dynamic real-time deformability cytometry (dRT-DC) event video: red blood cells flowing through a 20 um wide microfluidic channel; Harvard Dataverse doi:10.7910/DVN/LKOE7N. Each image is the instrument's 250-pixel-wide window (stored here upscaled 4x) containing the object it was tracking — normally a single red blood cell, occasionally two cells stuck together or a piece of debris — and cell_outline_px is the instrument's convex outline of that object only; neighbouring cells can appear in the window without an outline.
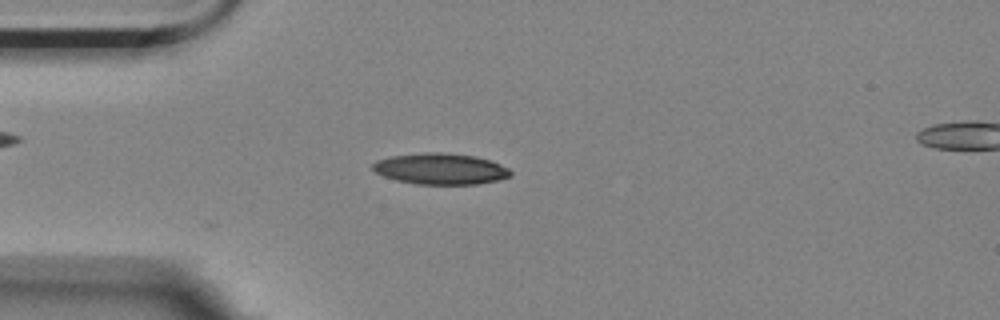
{"species": "Egyptian fruit bat (a non-hibernating species)", "species_latin": "Rousettus aegyptiacus", "temperature_condition": "room temperature", "stored_images_in_passage": 53, "camera_frame_rate_fps": 3000, "um_per_image_px": 0.085, "animal": {"sex": "female"}, "frame": {"image": 1, "passage_image": 11, "time_ms": 3.333, "image_size_px": [1000, 320], "cell_outline_px": [[512, 176], [496, 180], [476, 184], [416, 184], [396, 180], [384, 176], [376, 172], [372, 168], [372, 164], [376, 160], [392, 156], [424, 152], [444, 152], [476, 156], [500, 164], [508, 168], [512, 172]], "centroid_in_image_um": [37.44, 14.34], "position_along_channel_um": 47.6, "area_um2": 24.97}}
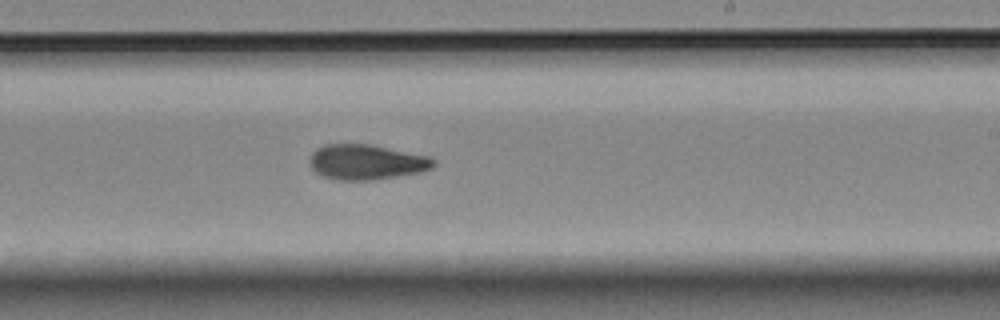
{"frame": {"image": 2, "passage_image": 30, "time_ms": 9.667, "image_size_px": [1000, 320], "cell_outline_px": [[436, 164], [432, 168], [420, 172], [372, 180], [336, 180], [324, 176], [316, 172], [308, 164], [308, 160], [312, 152], [316, 148], [324, 144], [372, 144], [432, 156], [436, 160]], "centroid_in_image_um": [31.16, 13.76], "position_along_channel_um": 257.8, "area_um2": 25.78}}
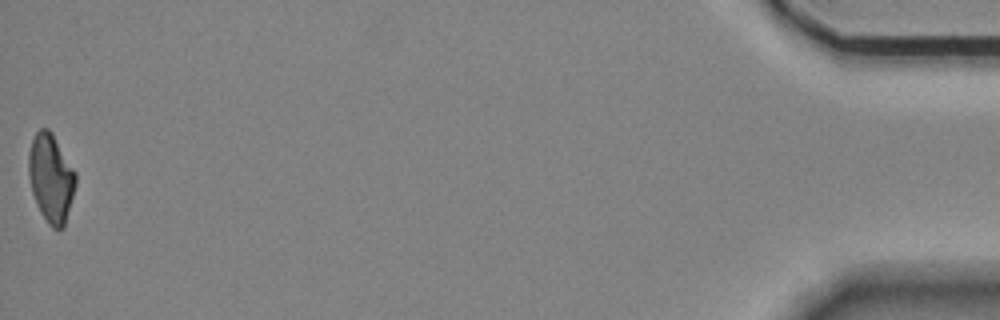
{"frame": {"image": 3, "passage_image": 53, "time_ms": 17.333, "image_size_px": [1000, 320], "cell_outline_px": [[76, 184], [64, 228], [52, 228], [48, 224], [40, 212], [36, 204], [32, 192], [28, 176], [28, 152], [32, 140], [36, 132], [40, 128], [48, 128], [52, 132], [76, 172]], "centroid_in_image_um": [4.32, 15.13], "position_along_channel_um": 430.9, "area_um2": 24.39}, "authors_computed_cell_mechanics": {"area_um2": 24.6228, "velocity_mm_per_s": 3.5117, "shape_relaxation_time_tau1_ms": null, "shape_relaxation_time_tau2_ms": 6.3019, "deformation_change_tau1": null, "deformation_change_tau2": 0.1393}}